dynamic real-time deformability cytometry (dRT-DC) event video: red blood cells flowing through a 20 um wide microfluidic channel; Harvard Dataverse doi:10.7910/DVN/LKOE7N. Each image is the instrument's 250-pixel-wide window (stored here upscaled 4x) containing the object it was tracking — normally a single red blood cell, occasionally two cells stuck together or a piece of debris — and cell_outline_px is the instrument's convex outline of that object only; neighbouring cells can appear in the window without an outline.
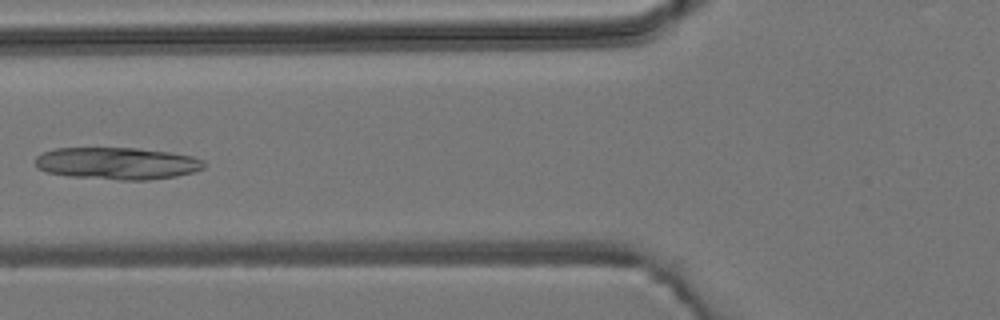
{"species": "common noctule bat (a hibernating species)", "species_latin": "Nyctalus noctula", "temperature_condition": "room temperature", "stored_images_in_passage": 7, "camera_frame_rate_fps": 3000, "um_per_image_px": 0.085, "animal": {"sex": "male", "body_mass_g": 19.2, "forearm_length_mm": 51.8}, "frame": {"image": 1, "passage_image": 6, "time_ms": 6.0, "image_size_px": [1000, 320], "cell_outline_px": [[208, 164], [204, 168], [192, 172], [176, 176], [148, 180], [120, 180], [68, 176], [48, 172], [36, 168], [36, 156], [44, 152], [56, 148], [136, 148], [168, 152], [192, 156], [204, 160]], "centroid_in_image_um": [9.98, 13.89], "position_along_channel_um": 115.8, "area_um2": 31.62}}
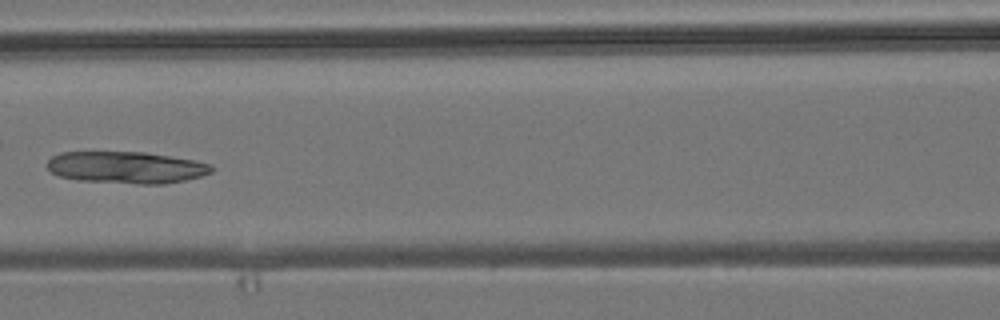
{"frame": {"image": 2, "passage_image": 7, "time_ms": 7.0, "image_size_px": [1000, 320], "cell_outline_px": [[216, 168], [212, 172], [200, 176], [184, 180], [164, 184], [136, 184], [80, 180], [60, 176], [52, 172], [48, 168], [48, 160], [52, 156], [60, 152], [144, 152], [196, 160], [212, 164]], "centroid_in_image_um": [10.78, 14.23], "position_along_channel_um": 155.8, "area_um2": 30.58}}